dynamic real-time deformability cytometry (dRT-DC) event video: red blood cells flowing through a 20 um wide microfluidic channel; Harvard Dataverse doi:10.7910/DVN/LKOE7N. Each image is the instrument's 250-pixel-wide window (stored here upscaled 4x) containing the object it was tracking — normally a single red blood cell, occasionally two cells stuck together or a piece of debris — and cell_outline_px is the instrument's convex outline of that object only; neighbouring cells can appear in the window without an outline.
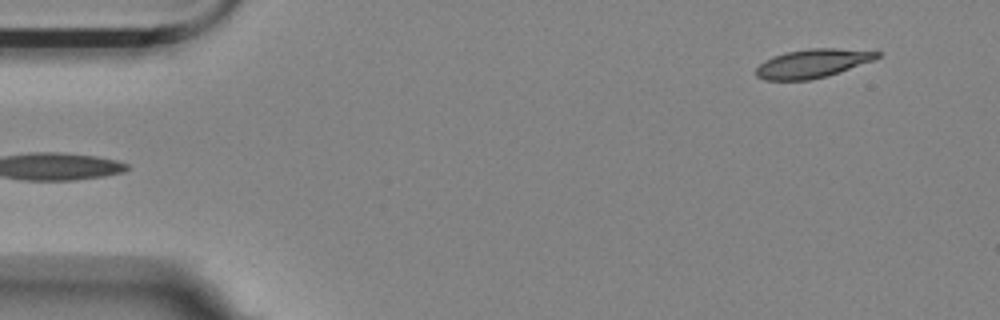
{"species": "Egyptian fruit bat (a non-hibernating species)", "species_latin": "Rousettus aegyptiacus", "temperature_condition": "room temperature", "stored_images_in_passage": 5, "segment_of_instrument_passage": [2, 2], "camera_frame_rate_fps": 3000, "um_per_image_px": 0.085, "animal": {"sex": "female"}, "frame": {"image": 1, "passage_image": 5, "time_ms": 5.333, "image_size_px": [1000, 320], "cell_outline_px": [[884, 52], [880, 56], [872, 60], [840, 72], [828, 76], [808, 80], [764, 80], [756, 76], [756, 68], [760, 64], [772, 56], [788, 52], [808, 48], [836, 48]], "centroid_in_image_um": [69.06, 5.39], "position_along_channel_um": 15.9, "area_um2": 20.17}}